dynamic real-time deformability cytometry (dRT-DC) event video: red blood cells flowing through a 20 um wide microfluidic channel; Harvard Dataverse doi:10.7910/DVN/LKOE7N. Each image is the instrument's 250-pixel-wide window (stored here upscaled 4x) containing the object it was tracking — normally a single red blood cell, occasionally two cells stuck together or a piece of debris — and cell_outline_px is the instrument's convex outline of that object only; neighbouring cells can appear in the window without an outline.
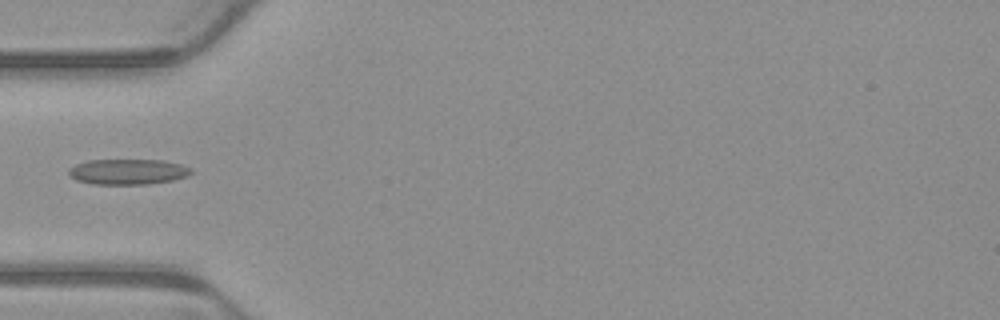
{"species": "common noctule bat (a hibernating species)", "species_latin": "Nyctalus noctula", "temperature_condition": "warm", "stored_images_in_passage": 4, "camera_frame_rate_fps": 3000, "um_per_image_px": 0.085, "animal": {"sex": "male", "body_mass_g": 23.1, "forearm_length_mm": 52.7}, "frame": {"image": 1, "passage_image": 4, "time_ms": 1.0, "image_size_px": [1000, 320], "cell_outline_px": [[192, 172], [188, 176], [172, 180], [148, 184], [92, 184], [76, 180], [68, 172], [68, 168], [76, 164], [88, 160], [164, 160], [180, 164], [192, 168]], "centroid_in_image_um": [10.88, 14.59], "position_along_channel_um": 74.1, "area_um2": 18.21}}